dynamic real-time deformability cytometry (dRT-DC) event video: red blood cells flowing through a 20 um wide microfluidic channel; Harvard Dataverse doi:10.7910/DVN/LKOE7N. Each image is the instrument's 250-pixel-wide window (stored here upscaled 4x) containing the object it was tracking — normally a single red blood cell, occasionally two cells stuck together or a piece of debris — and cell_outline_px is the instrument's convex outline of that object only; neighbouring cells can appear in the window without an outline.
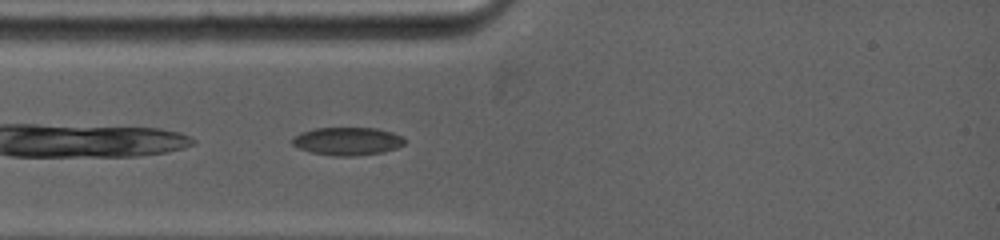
{"species": "common noctule bat (a hibernating species)", "species_latin": "Nyctalus noctula", "temperature_condition": "warm", "stored_images_in_passage": 18, "camera_frame_rate_fps": 5000, "um_per_image_px": 0.085, "animal": {"sex": "female", "body_mass_g": 19.0, "forearm_length_mm": 53.3}, "frame": {"image": 1, "passage_image": 3, "time_ms": 0.8, "image_size_px": [1000, 240], "cell_outline_px": [[408, 140], [404, 144], [396, 148], [384, 152], [356, 156], [332, 156], [308, 152], [292, 144], [292, 136], [300, 132], [316, 128], [376, 128], [392, 132], [404, 136]], "centroid_in_image_um": [29.55, 12.01], "position_along_channel_um": 55.5, "area_um2": 18.67}}
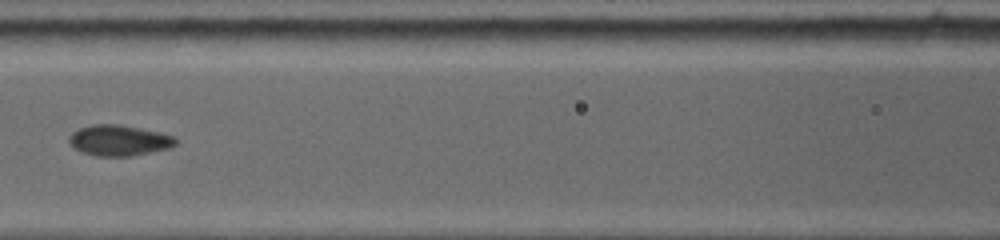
{"frame": {"image": 2, "passage_image": 9, "time_ms": 3.4, "image_size_px": [1000, 240], "cell_outline_px": [[176, 144], [172, 148], [132, 156], [96, 156], [84, 152], [68, 144], [68, 136], [72, 132], [80, 128], [92, 124], [120, 124], [160, 132], [176, 136]], "centroid_in_image_um": [10.14, 11.93], "position_along_channel_um": 156.5, "area_um2": 19.31}}
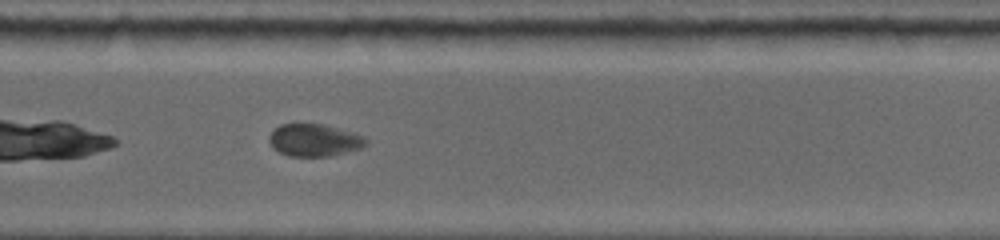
{"frame": {"image": 3, "passage_image": 18, "time_ms": 7.2, "image_size_px": [1000, 240], "cell_outline_px": [[368, 144], [360, 148], [328, 156], [288, 156], [272, 148], [268, 140], [268, 136], [280, 124], [324, 124], [352, 132], [364, 136], [368, 140]], "centroid_in_image_um": [26.7, 11.91], "position_along_channel_um": 303.1, "area_um2": 18.21}}